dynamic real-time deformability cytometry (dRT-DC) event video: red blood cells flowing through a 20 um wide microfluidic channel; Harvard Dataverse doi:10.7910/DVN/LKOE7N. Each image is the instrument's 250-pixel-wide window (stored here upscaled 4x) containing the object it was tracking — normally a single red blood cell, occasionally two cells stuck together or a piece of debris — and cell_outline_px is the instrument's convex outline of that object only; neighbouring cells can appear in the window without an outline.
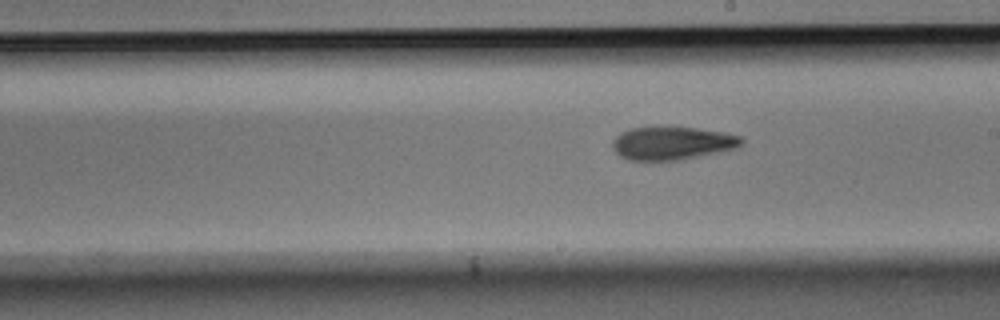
{"species": "Egyptian fruit bat (a non-hibernating species)", "species_latin": "Rousettus aegyptiacus", "temperature_condition": "room temperature", "stored_images_in_passage": 10, "segment_of_instrument_passage": [2, 2], "camera_frame_rate_fps": 3000, "um_per_image_px": 0.085, "animal": {"sex": "male"}, "frame": {"image": 1, "passage_image": 10, "time_ms": 3.0, "image_size_px": [1000, 320], "cell_outline_px": [[744, 140], [736, 148], [720, 152], [680, 160], [628, 160], [620, 156], [616, 152], [612, 144], [612, 140], [620, 132], [632, 128], [696, 128], [724, 132], [740, 136]], "centroid_in_image_um": [57.14, 12.18], "position_along_channel_um": 231.9, "area_um2": 24.62}}